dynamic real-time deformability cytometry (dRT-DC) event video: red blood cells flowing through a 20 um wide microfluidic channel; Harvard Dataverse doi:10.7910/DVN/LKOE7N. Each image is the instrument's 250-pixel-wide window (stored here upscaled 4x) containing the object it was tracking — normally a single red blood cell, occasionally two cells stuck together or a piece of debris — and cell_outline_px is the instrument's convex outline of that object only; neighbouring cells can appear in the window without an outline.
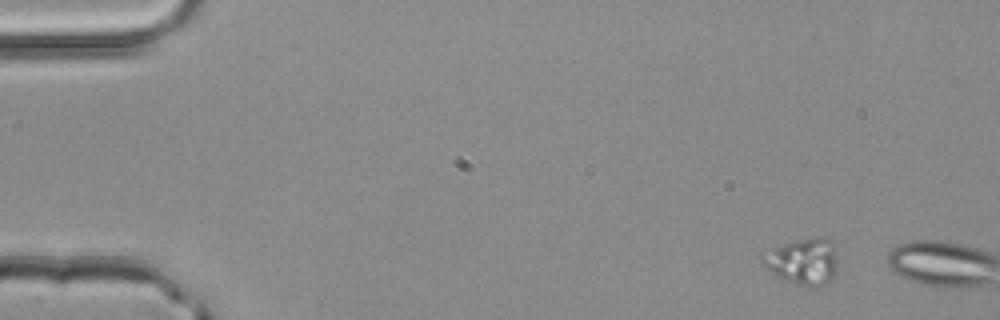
{"species": "common noctule bat (a hibernating species)", "species_latin": "Nyctalus noctula", "temperature_condition": "room temperature", "stored_images_in_passage": 2, "camera_frame_rate_fps": 3000, "um_per_image_px": 0.085, "animal": {"sex": "male", "body_mass_g": 20.4}, "frame": {"image": 1, "passage_image": 1, "time_ms": 0.0, "image_size_px": [1000, 320], "cell_outline_px": [[836, 276], [828, 284], [816, 288], [804, 288], [776, 276], [760, 260], [760, 252], [796, 240], [812, 236], [824, 236], [832, 244], [836, 260]], "centroid_in_image_um": [68.25, 22.25], "position_along_channel_um": 16.7, "area_um2": 20.87}}